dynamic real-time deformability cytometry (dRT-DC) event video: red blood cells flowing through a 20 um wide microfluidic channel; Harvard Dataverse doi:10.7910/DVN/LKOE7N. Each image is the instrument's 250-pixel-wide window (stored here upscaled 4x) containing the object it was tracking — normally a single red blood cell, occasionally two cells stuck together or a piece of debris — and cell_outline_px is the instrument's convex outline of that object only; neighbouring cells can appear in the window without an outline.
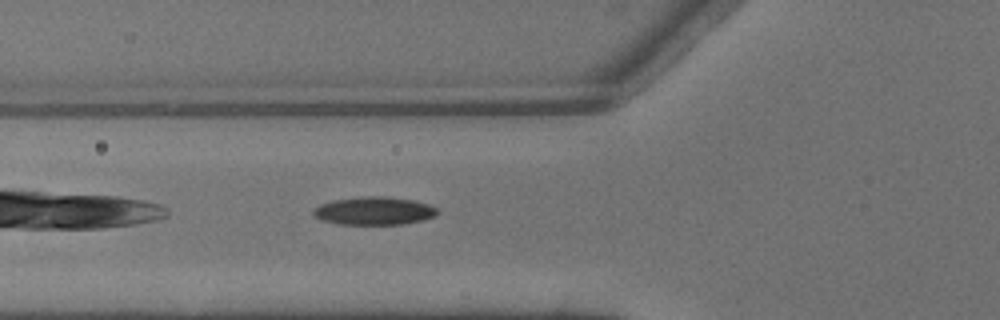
{"species": "common noctule bat (a hibernating species)", "species_latin": "Nyctalus noctula", "temperature_condition": "warm", "stored_images_in_passage": 4, "camera_frame_rate_fps": 3000, "um_per_image_px": 0.085, "animal": {"sex": "male", "body_mass_g": 13.3}, "frame": {"image": 1, "passage_image": 4, "time_ms": 1.0, "image_size_px": [1000, 320], "cell_outline_px": [[440, 212], [432, 216], [420, 220], [404, 224], [340, 224], [324, 220], [316, 216], [312, 212], [320, 204], [336, 200], [372, 196], [380, 196], [412, 200], [428, 204], [436, 208]], "centroid_in_image_um": [31.82, 17.93], "position_along_channel_um": 94.0, "area_um2": 19.65}}